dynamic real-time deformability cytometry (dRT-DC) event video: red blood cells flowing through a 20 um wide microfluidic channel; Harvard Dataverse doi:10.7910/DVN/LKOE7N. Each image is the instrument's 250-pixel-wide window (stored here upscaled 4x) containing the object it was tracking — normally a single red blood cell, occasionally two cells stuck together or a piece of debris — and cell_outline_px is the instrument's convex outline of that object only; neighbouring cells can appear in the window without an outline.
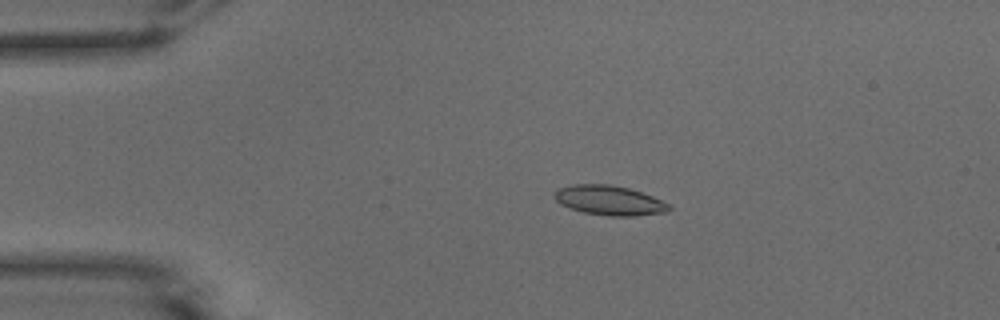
{"species": "common noctule bat (a hibernating species)", "species_latin": "Nyctalus noctula", "temperature_condition": "warm", "stored_images_in_passage": 52, "camera_frame_rate_fps": 3000, "um_per_image_px": 0.085, "animal": {"sex": "male", "body_mass_g": 15.6}, "frame": {"image": 1, "passage_image": 11, "time_ms": 3.333, "image_size_px": [1000, 320], "cell_outline_px": [[672, 208], [668, 212], [632, 216], [608, 216], [584, 212], [560, 204], [552, 196], [556, 188], [572, 184], [608, 184], [628, 188], [652, 196], [668, 204]], "centroid_in_image_um": [51.75, 17.02], "position_along_channel_um": 33.2, "area_um2": 19.77}}
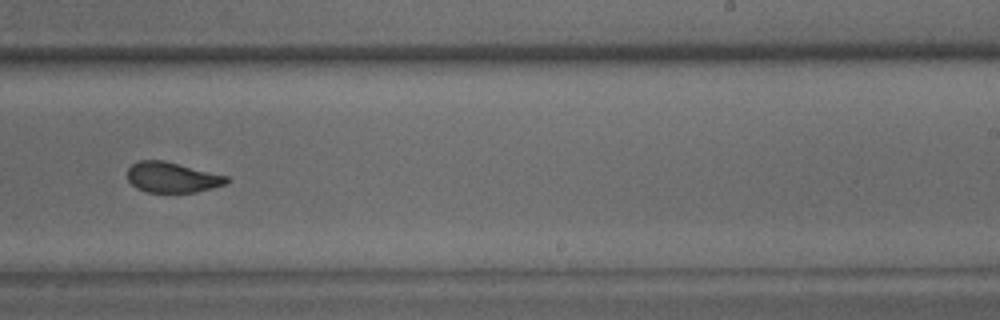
{"frame": {"image": 2, "passage_image": 33, "time_ms": 10.667, "image_size_px": [1000, 320], "cell_outline_px": [[228, 180], [224, 184], [212, 188], [196, 192], [148, 192], [136, 188], [128, 180], [128, 168], [136, 160], [164, 160], [228, 176]], "centroid_in_image_um": [14.6, 15.06], "position_along_channel_um": 274.4, "area_um2": 17.51}}
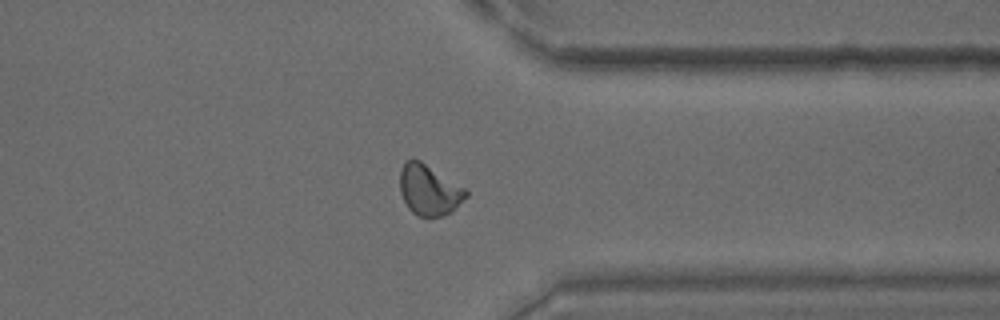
{"frame": {"image": 3, "passage_image": 41, "time_ms": 13.333, "image_size_px": [1000, 320], "cell_outline_px": [[468, 196], [452, 212], [444, 216], [420, 216], [412, 212], [408, 208], [400, 192], [400, 172], [404, 164], [408, 160], [420, 160], [464, 188], [468, 192]], "centroid_in_image_um": [36.48, 16.17], "position_along_channel_um": 374.9, "area_um2": 19.19}, "authors_computed_cell_mechanics": {"area_um2": 18.9584, "velocity_mm_per_s": 3.9038, "shape_relaxation_time_tau1_ms": 6.6567, "shape_relaxation_time_tau2_ms": 1.5982, "deformation_change_tau1": 0.2113, "deformation_change_tau2": 0.0791}}